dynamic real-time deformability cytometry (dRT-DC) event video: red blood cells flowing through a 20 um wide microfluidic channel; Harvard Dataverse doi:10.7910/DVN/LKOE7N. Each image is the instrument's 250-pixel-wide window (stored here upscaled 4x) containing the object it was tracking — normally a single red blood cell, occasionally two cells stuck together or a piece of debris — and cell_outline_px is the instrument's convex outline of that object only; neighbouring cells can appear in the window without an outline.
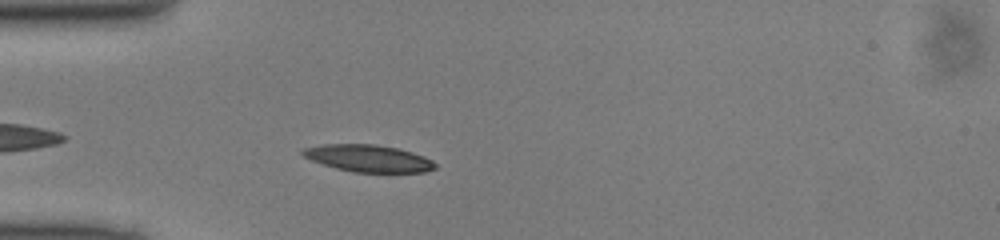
{"species": "common noctule bat (a hibernating species)", "species_latin": "Nyctalus noctula", "temperature_condition": "cold", "stored_images_in_passage": 32, "camera_frame_rate_fps": 3000, "um_per_image_px": 0.085, "animal": {"sex": "male", "body_mass_g": 13.0, "forearm_length_mm": 53.1}, "frame": {"image": 1, "passage_image": 4, "time_ms": 1.0, "image_size_px": [1000, 240], "cell_outline_px": [[436, 168], [424, 172], [352, 172], [336, 168], [312, 160], [304, 156], [300, 152], [304, 148], [324, 144], [376, 144], [396, 148], [412, 152], [424, 156], [432, 160], [436, 164]], "centroid_in_image_um": [31.33, 13.45], "position_along_channel_um": 53.7, "area_um2": 20.75}}
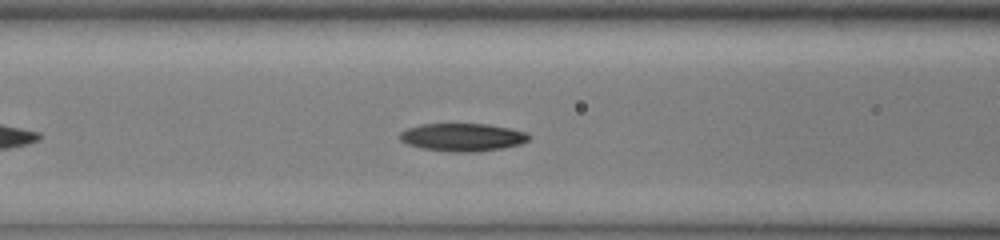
{"frame": {"image": 2, "passage_image": 10, "time_ms": 3.0, "image_size_px": [1000, 240], "cell_outline_px": [[532, 136], [528, 140], [520, 144], [504, 148], [476, 152], [452, 152], [424, 148], [408, 144], [400, 140], [400, 132], [408, 128], [420, 124], [488, 124], [528, 132]], "centroid_in_image_um": [39.35, 11.66], "position_along_channel_um": 127.2, "area_um2": 20.98}}
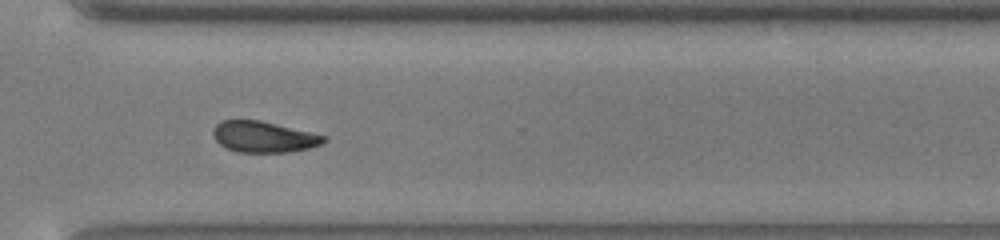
{"frame": {"image": 3, "passage_image": 26, "time_ms": 8.333, "image_size_px": [1000, 240], "cell_outline_px": [[328, 140], [324, 144], [308, 148], [288, 152], [236, 152], [220, 144], [216, 140], [212, 132], [216, 124], [220, 120], [260, 120], [328, 136]], "centroid_in_image_um": [22.45, 11.63], "position_along_channel_um": 348.2, "area_um2": 20.11}}